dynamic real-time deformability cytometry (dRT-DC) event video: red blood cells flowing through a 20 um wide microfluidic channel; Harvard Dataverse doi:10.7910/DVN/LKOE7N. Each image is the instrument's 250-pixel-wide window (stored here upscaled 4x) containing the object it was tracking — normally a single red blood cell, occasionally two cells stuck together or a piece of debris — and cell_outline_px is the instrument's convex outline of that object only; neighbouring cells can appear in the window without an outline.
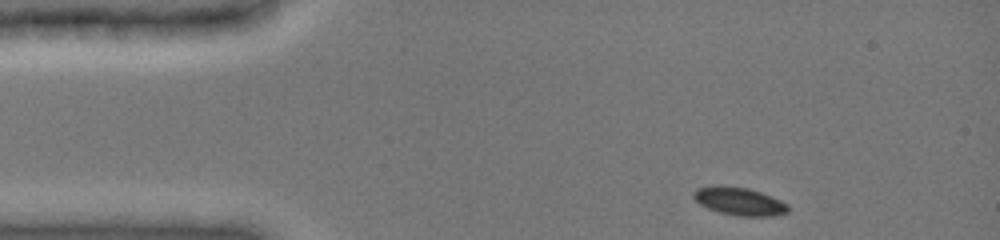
{"species": "common noctule bat (a hibernating species)", "species_latin": "Nyctalus noctula", "temperature_condition": "cold", "stored_images_in_passage": 36, "camera_frame_rate_fps": 3000, "um_per_image_px": 0.085, "animal": {"sex": "female", "body_mass_g": 19.0, "forearm_length_mm": 51.5}, "frame": {"image": 1, "passage_image": 1, "time_ms": 0.0, "image_size_px": [1000, 240], "cell_outline_px": [[788, 212], [772, 216], [740, 216], [720, 212], [708, 208], [700, 204], [692, 196], [692, 192], [696, 188], [748, 188], [772, 196], [788, 204]], "centroid_in_image_um": [62.9, 17.15], "position_along_channel_um": 22.1, "area_um2": 14.74}}
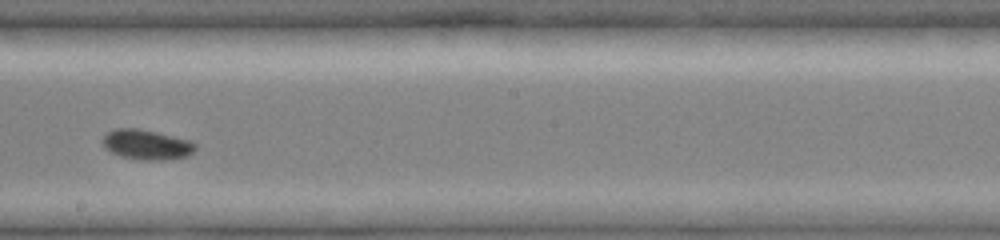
{"frame": {"image": 2, "passage_image": 21, "time_ms": 7.0, "image_size_px": [1000, 240], "cell_outline_px": [[196, 148], [188, 156], [168, 160], [140, 160], [120, 156], [104, 148], [104, 136], [108, 132], [116, 128], [136, 128], [156, 132], [192, 140], [196, 144]], "centroid_in_image_um": [12.5, 12.3], "position_along_channel_um": 235.7, "area_um2": 16.24}}
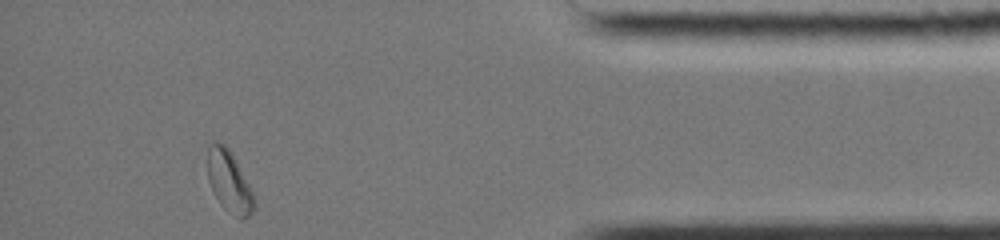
{"frame": {"image": 3, "passage_image": 36, "time_ms": 12.333, "image_size_px": [1000, 240], "cell_outline_px": [[256, 208], [248, 216], [240, 220], [224, 208], [220, 204], [208, 180], [208, 144], [224, 144], [228, 148], [252, 192], [256, 200]], "centroid_in_image_um": [19.49, 15.51], "position_along_channel_um": 415.7, "area_um2": 16.18}}